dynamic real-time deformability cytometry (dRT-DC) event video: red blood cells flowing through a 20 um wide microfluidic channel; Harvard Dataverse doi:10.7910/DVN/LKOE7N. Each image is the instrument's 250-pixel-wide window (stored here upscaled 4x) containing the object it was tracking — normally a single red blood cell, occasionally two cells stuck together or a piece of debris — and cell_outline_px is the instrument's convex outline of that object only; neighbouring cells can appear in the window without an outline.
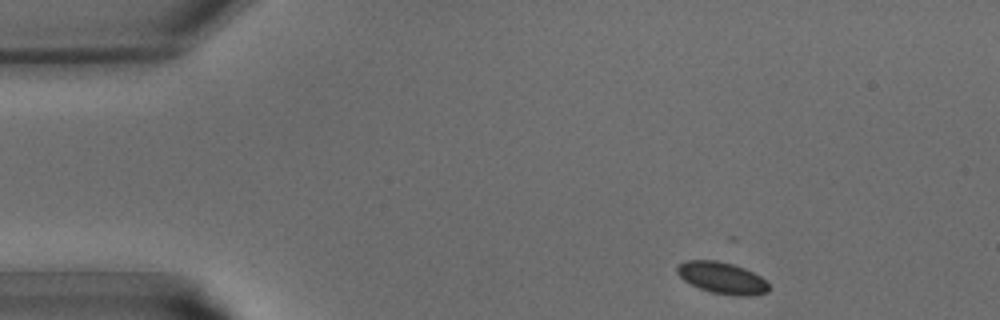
{"species": "common noctule bat (a hibernating species)", "species_latin": "Nyctalus noctula", "temperature_condition": "warm", "stored_images_in_passage": 37, "camera_frame_rate_fps": 3000, "um_per_image_px": 0.085, "animal": {"sex": "male", "body_mass_g": 15.6}, "frame": {"image": 1, "passage_image": 1, "time_ms": 0.0, "image_size_px": [1000, 320], "cell_outline_px": [[768, 292], [748, 296], [736, 296], [712, 292], [700, 288], [684, 280], [676, 272], [676, 268], [680, 264], [688, 260], [716, 260], [732, 264], [744, 268], [760, 276], [768, 284]], "centroid_in_image_um": [61.37, 23.62], "position_along_channel_um": 23.6, "area_um2": 16.65}}
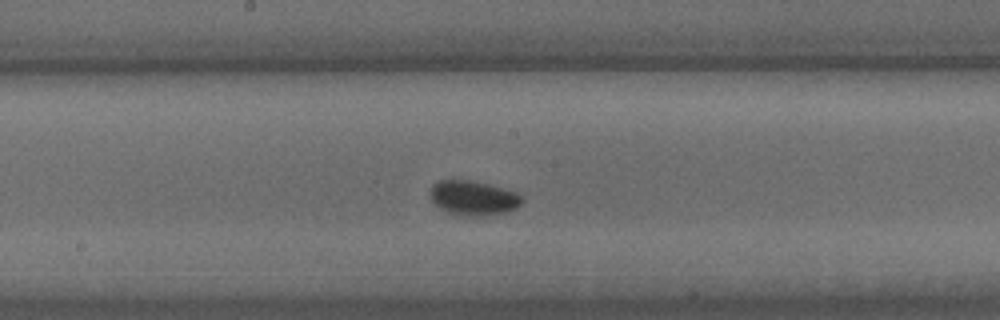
{"frame": {"image": 2, "passage_image": 17, "time_ms": 5.333, "image_size_px": [1000, 320], "cell_outline_px": [[524, 200], [516, 208], [504, 212], [488, 216], [452, 216], [440, 208], [432, 200], [428, 192], [432, 184], [436, 180], [472, 180], [488, 184], [516, 192]], "centroid_in_image_um": [40.17, 16.84], "position_along_channel_um": 208.0, "area_um2": 18.84}}
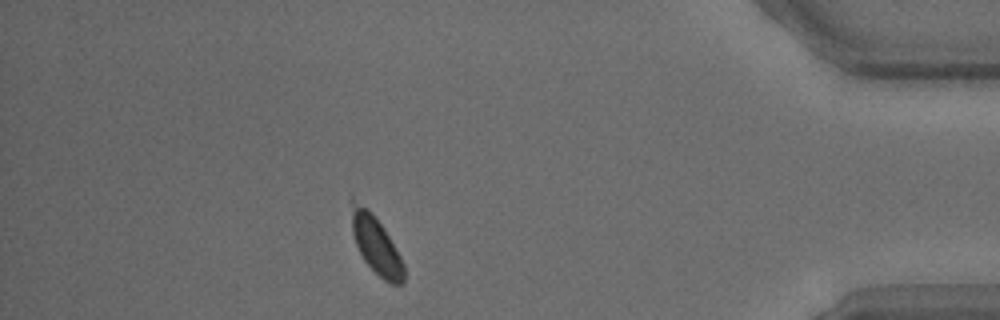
{"frame": {"image": 3, "passage_image": 32, "time_ms": 10.333, "image_size_px": [1000, 320], "cell_outline_px": [[404, 280], [400, 284], [392, 284], [384, 280], [364, 260], [356, 244], [352, 232], [352, 196], [368, 208], [372, 212], [384, 228], [400, 256], [404, 264]], "centroid_in_image_um": [31.96, 20.79], "position_along_channel_um": 403.2, "area_um2": 17.34}}